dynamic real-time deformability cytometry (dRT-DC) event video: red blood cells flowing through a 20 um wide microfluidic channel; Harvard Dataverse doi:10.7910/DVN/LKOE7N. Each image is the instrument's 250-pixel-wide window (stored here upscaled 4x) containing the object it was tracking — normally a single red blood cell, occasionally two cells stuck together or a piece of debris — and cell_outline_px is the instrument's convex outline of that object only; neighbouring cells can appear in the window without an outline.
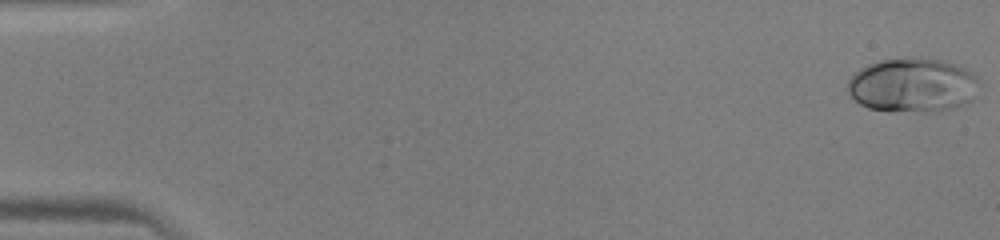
{"species": "human", "species_latin": "Homo sapiens", "temperature_condition": "warm", "stored_images_in_passage": 47, "camera_frame_rate_fps": 3000, "um_per_image_px": 0.085, "donor": {"sex": "male"}, "frame": {"image": 1, "passage_image": 1, "time_ms": 0.0, "image_size_px": [1000, 240], "cell_outline_px": [[976, 80], [972, 100], [964, 104], [952, 108], [924, 112], [868, 108], [860, 104], [848, 92], [848, 80], [860, 68], [868, 64], [880, 60], [912, 56], [944, 60], [956, 64], [972, 72], [976, 76]], "centroid_in_image_um": [77.55, 7.2], "position_along_channel_um": 7.5, "area_um2": 41.27}}
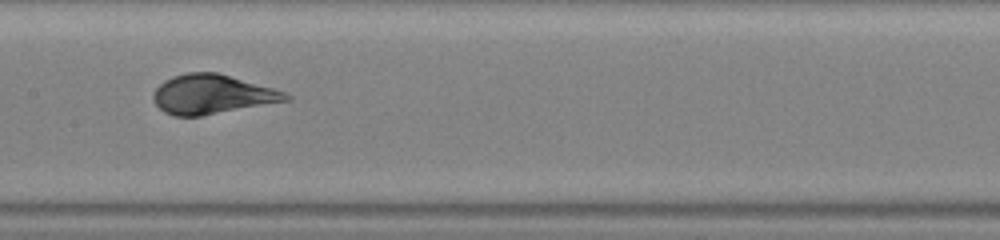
{"frame": {"image": 2, "passage_image": 24, "time_ms": 7.667, "image_size_px": [1000, 240], "cell_outline_px": [[292, 100], [200, 116], [172, 116], [164, 112], [152, 100], [152, 96], [156, 88], [164, 80], [172, 76], [188, 72], [216, 72], [288, 92], [292, 96]], "centroid_in_image_um": [18.05, 8.02], "position_along_channel_um": 189.4, "area_um2": 30.52}}
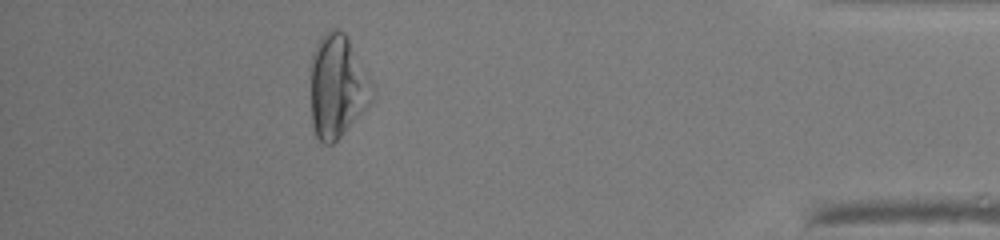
{"frame": {"image": 3, "passage_image": 42, "time_ms": 13.667, "image_size_px": [1000, 240], "cell_outline_px": [[376, 96], [340, 136], [332, 144], [324, 144], [316, 136], [312, 124], [312, 52], [320, 36], [332, 28], [336, 28], [344, 32], [368, 76]], "centroid_in_image_um": [28.67, 7.33], "position_along_channel_um": 406.5, "area_um2": 36.24}}